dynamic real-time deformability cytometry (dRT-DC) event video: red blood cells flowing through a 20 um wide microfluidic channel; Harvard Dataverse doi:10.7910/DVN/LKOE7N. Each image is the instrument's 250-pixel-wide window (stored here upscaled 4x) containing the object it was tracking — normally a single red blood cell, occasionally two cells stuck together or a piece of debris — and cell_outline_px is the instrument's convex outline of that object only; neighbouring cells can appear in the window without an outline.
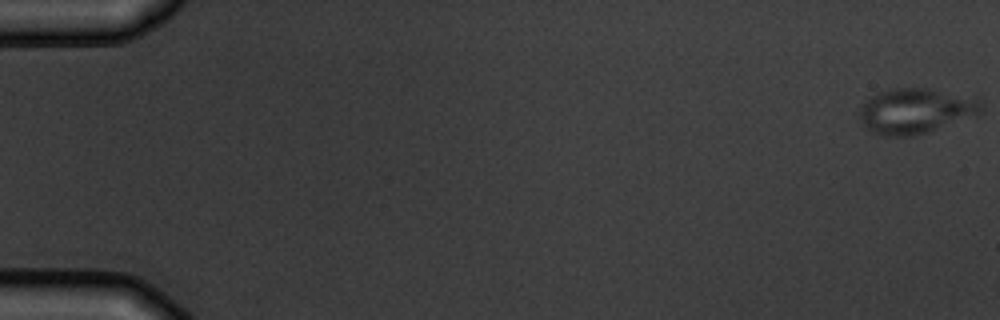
{"species": "common noctule bat (a hibernating species)", "species_latin": "Nyctalus noctula", "temperature_condition": "warm", "stored_images_in_passage": 4, "camera_frame_rate_fps": 3000, "um_per_image_px": 0.085, "animal": {"sex": "male", "body_mass_g": 19.5, "forearm_length_mm": 54.6}, "frame": {"image": 1, "passage_image": 1, "time_ms": 0.0, "image_size_px": [1000, 320], "cell_outline_px": [[984, 108], [976, 116], [928, 132], [908, 136], [884, 136], [864, 128], [860, 124], [860, 112], [864, 100], [876, 92], [892, 88], [928, 88], [976, 100]], "centroid_in_image_um": [77.74, 9.44], "position_along_channel_um": 7.3, "area_um2": 31.85}}